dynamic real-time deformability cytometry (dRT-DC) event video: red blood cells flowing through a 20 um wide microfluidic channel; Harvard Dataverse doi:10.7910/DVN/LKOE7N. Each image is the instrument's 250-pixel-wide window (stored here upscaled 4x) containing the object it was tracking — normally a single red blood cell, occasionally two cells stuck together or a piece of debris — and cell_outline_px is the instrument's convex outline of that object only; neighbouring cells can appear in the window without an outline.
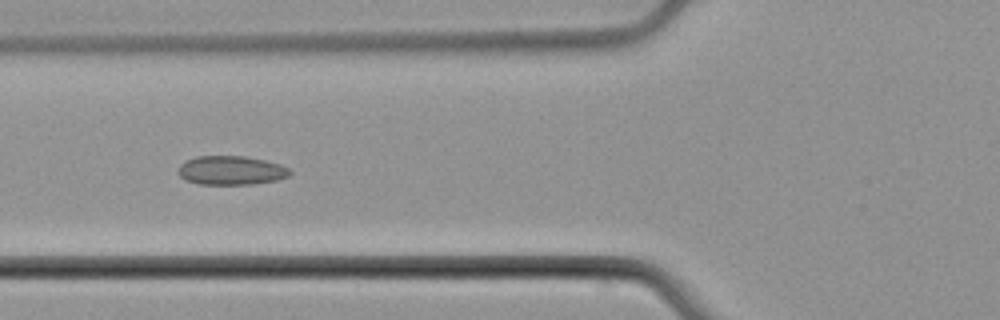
{"species": "common noctule bat (a hibernating species)", "species_latin": "Nyctalus noctula", "temperature_condition": "cold", "stored_images_in_passage": 5, "camera_frame_rate_fps": 3000, "um_per_image_px": 0.085, "animal": {"sex": "male", "body_mass_g": 21.5, "forearm_length_mm": 52.0}, "frame": {"image": 1, "passage_image": 4, "time_ms": 3.667, "image_size_px": [1000, 320], "cell_outline_px": [[292, 172], [288, 176], [276, 180], [252, 184], [200, 184], [184, 180], [180, 176], [180, 164], [196, 156], [244, 156], [264, 160], [280, 164], [288, 168]], "centroid_in_image_um": [19.66, 14.48], "position_along_channel_um": 106.1, "area_um2": 18.67}}
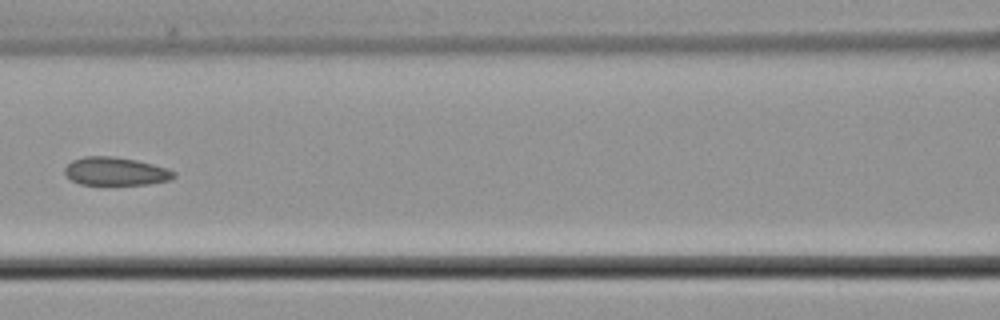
{"frame": {"image": 2, "passage_image": 5, "time_ms": 5.0, "image_size_px": [1000, 320], "cell_outline_px": [[176, 176], [168, 180], [148, 184], [80, 184], [72, 180], [64, 172], [64, 168], [72, 160], [84, 156], [112, 156], [136, 160], [168, 168], [176, 172]], "centroid_in_image_um": [9.83, 14.55], "position_along_channel_um": 156.8, "area_um2": 17.8}}